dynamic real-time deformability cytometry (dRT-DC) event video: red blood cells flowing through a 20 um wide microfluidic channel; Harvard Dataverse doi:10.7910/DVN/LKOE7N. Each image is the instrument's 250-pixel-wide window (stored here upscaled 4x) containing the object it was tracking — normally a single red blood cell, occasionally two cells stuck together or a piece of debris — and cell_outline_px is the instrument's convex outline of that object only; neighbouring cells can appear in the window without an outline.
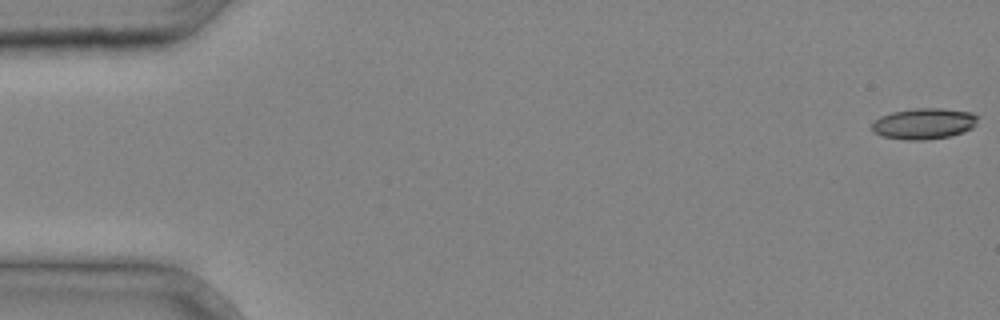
{"species": "common noctule bat (a hibernating species)", "species_latin": "Nyctalus noctula", "temperature_condition": "cold", "stored_images_in_passage": 4, "camera_frame_rate_fps": 3000, "um_per_image_px": 0.085, "animal": {"sex": "male", "body_mass_g": 20.4}, "frame": {"image": 1, "passage_image": 1, "time_ms": 0.0, "image_size_px": [1000, 320], "cell_outline_px": [[980, 116], [976, 124], [972, 128], [964, 132], [948, 136], [924, 140], [908, 140], [884, 136], [872, 132], [872, 124], [880, 116], [892, 112], [916, 108], [940, 108], [972, 112]], "centroid_in_image_um": [78.57, 10.5], "position_along_channel_um": 6.4, "area_um2": 19.13}}
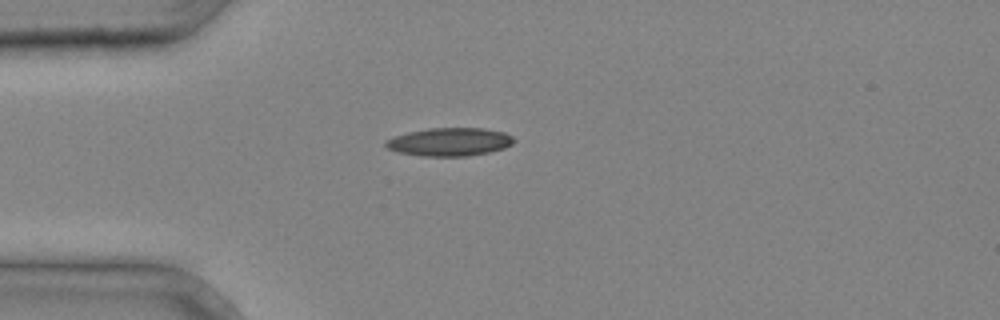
{"frame": {"image": 2, "passage_image": 4, "time_ms": 1.0, "image_size_px": [1000, 320], "cell_outline_px": [[516, 140], [512, 144], [504, 148], [488, 152], [468, 156], [420, 156], [396, 152], [388, 148], [384, 144], [384, 140], [408, 132], [428, 128], [484, 128], [504, 132], [512, 136]], "centroid_in_image_um": [38.21, 12.06], "position_along_channel_um": 46.8, "area_um2": 21.15}}